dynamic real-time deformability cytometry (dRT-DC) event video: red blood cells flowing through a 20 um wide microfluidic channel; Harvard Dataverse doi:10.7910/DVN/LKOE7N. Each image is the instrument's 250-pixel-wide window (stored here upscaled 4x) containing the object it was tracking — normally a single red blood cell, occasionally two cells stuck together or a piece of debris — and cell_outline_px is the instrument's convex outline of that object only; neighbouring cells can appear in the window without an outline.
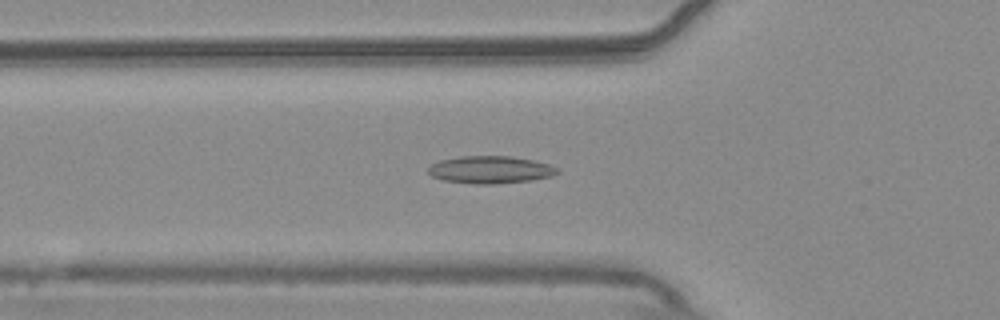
{"species": "common noctule bat (a hibernating species)", "species_latin": "Nyctalus noctula", "temperature_condition": "warm", "stored_images_in_passage": 52, "camera_frame_rate_fps": 3000, "um_per_image_px": 0.085, "animal": {"sex": "male", "body_mass_g": 20.4}, "frame": {"image": 1, "passage_image": 19, "time_ms": 6.0, "image_size_px": [1000, 320], "cell_outline_px": [[560, 172], [552, 176], [532, 180], [492, 184], [476, 184], [444, 180], [432, 176], [428, 172], [428, 168], [432, 164], [440, 160], [460, 156], [508, 156], [532, 160], [548, 164], [560, 168]], "centroid_in_image_um": [41.7, 14.42], "position_along_channel_um": 84.1, "area_um2": 20.58}}
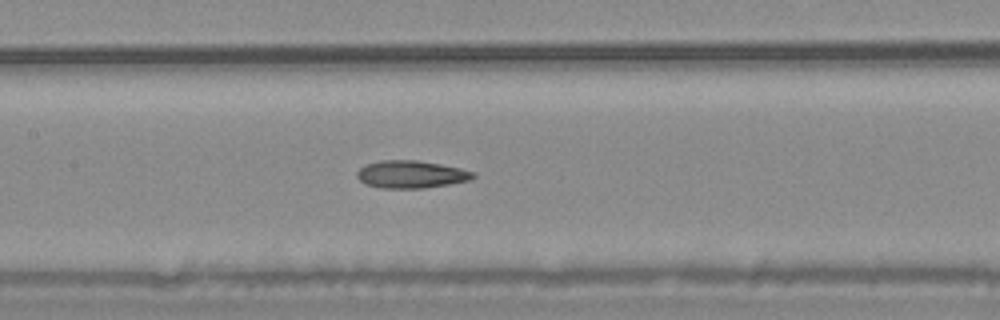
{"frame": {"image": 2, "passage_image": 26, "time_ms": 8.333, "image_size_px": [1000, 320], "cell_outline_px": [[476, 176], [472, 180], [424, 188], [380, 188], [364, 184], [356, 176], [356, 172], [360, 168], [368, 164], [380, 160], [416, 160], [440, 164], [460, 168], [476, 172]], "centroid_in_image_um": [34.95, 14.82], "position_along_channel_um": 172.4, "area_um2": 18.73}}
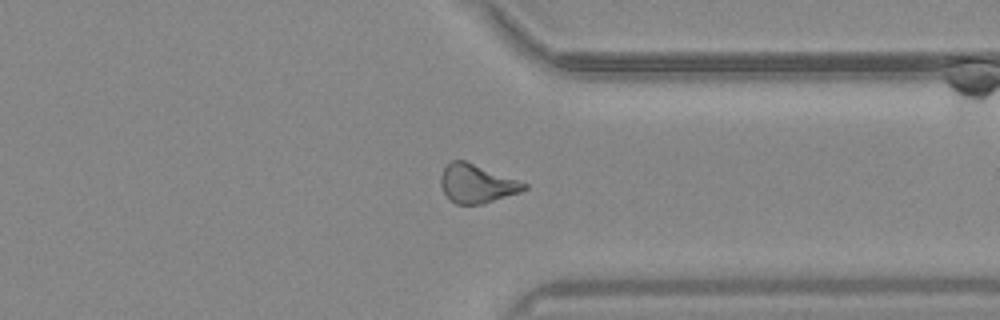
{"frame": {"image": 3, "passage_image": 42, "time_ms": 13.667, "image_size_px": [1000, 320], "cell_outline_px": [[528, 188], [520, 192], [480, 204], [456, 204], [444, 192], [440, 184], [440, 176], [444, 168], [452, 160], [464, 160], [528, 184]], "centroid_in_image_um": [40.51, 15.6], "position_along_channel_um": 370.9, "area_um2": 18.32}, "authors_computed_cell_mechanics": {"area_um2": 18.785, "velocity_mm_per_s": 3.7471, "shape_relaxation_time_tau1_ms": null, "shape_relaxation_time_tau2_ms": 2.6206, "deformation_change_tau1": null, "deformation_change_tau2": 0.0925}}